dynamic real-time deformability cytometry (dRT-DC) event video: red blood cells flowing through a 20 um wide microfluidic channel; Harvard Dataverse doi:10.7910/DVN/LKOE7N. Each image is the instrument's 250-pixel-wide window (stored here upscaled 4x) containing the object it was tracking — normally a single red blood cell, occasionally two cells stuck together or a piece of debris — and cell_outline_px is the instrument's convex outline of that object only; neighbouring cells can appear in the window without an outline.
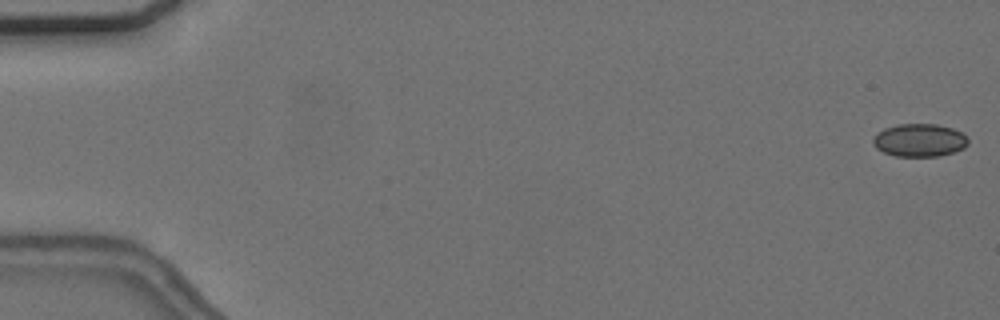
{"species": "common noctule bat (a hibernating species)", "species_latin": "Nyctalus noctula", "temperature_condition": "cold", "stored_images_in_passage": 56, "camera_frame_rate_fps": 3000, "um_per_image_px": 0.085, "animal": {"sex": "female", "body_mass_g": 24.6, "forearm_length_mm": 56.2}, "frame": {"image": 1, "passage_image": 1, "time_ms": 0.0, "image_size_px": [1000, 320], "cell_outline_px": [[968, 144], [964, 148], [940, 156], [896, 156], [884, 152], [876, 148], [872, 144], [872, 140], [884, 128], [900, 124], [936, 124], [952, 128], [968, 136]], "centroid_in_image_um": [78.18, 11.92], "position_along_channel_um": 6.8, "area_um2": 18.15}}
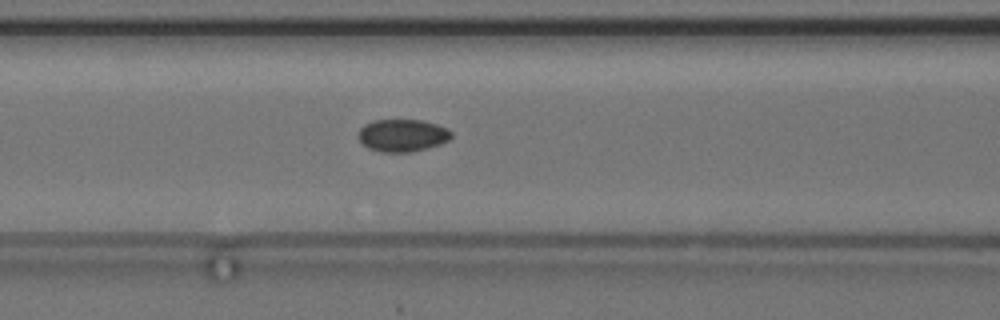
{"frame": {"image": 2, "passage_image": 24, "time_ms": 7.667, "image_size_px": [1000, 320], "cell_outline_px": [[452, 136], [448, 140], [440, 144], [428, 148], [412, 152], [380, 152], [368, 148], [356, 136], [360, 128], [364, 124], [372, 120], [420, 120], [436, 124], [448, 128], [452, 132]], "centroid_in_image_um": [34.19, 11.51], "position_along_channel_um": 132.4, "area_um2": 17.74}}
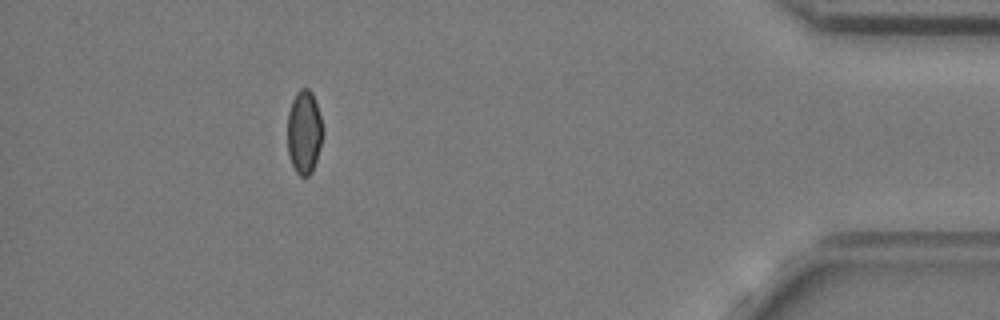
{"frame": {"image": 3, "passage_image": 51, "time_ms": 16.667, "image_size_px": [1000, 320], "cell_outline_px": [[324, 132], [316, 160], [312, 172], [308, 176], [300, 176], [296, 172], [292, 164], [288, 152], [288, 112], [292, 100], [296, 92], [300, 88], [308, 88], [312, 92], [320, 116]], "centroid_in_image_um": [25.85, 11.22], "position_along_channel_um": 409.3, "area_um2": 17.17}, "authors_computed_cell_mechanics": {"area_um2": 18.1203, "velocity_mm_per_s": 3.6807, "shape_relaxation_time_tau1_ms": null, "shape_relaxation_time_tau2_ms": 2.4381, "deformation_change_tau1": null, "deformation_change_tau2": 0.0438}}